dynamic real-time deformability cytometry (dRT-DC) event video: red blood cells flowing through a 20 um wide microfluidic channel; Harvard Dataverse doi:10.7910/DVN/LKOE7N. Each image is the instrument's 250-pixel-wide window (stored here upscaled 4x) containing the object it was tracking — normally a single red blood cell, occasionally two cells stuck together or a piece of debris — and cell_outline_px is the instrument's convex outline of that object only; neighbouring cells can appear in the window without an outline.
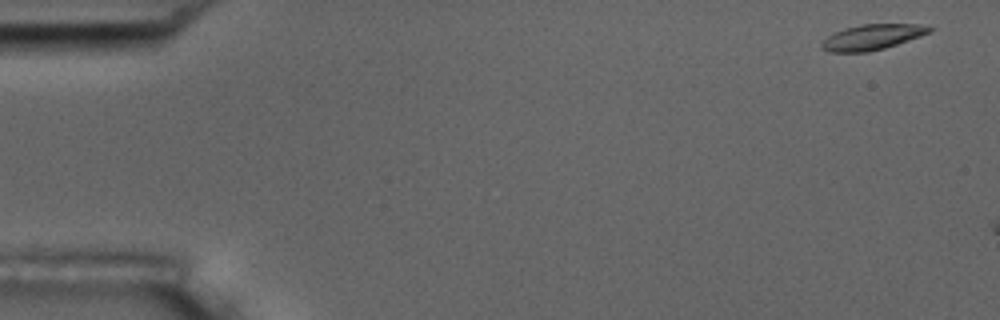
{"species": "common noctule bat (a hibernating species)", "species_latin": "Nyctalus noctula", "temperature_condition": "room temperature", "stored_images_in_passage": 7, "camera_frame_rate_fps": 3000, "um_per_image_px": 0.085, "animal": {"sex": "male", "body_mass_g": 17.5, "forearm_length_mm": 52.3}, "frame": {"image": 1, "passage_image": 1, "time_ms": 0.0, "image_size_px": [1000, 320], "cell_outline_px": [[936, 28], [932, 32], [884, 48], [868, 52], [828, 52], [820, 48], [820, 44], [828, 36], [844, 28], [860, 24], [916, 24]], "centroid_in_image_um": [74.13, 3.15], "position_along_channel_um": 10.9, "area_um2": 15.95}}